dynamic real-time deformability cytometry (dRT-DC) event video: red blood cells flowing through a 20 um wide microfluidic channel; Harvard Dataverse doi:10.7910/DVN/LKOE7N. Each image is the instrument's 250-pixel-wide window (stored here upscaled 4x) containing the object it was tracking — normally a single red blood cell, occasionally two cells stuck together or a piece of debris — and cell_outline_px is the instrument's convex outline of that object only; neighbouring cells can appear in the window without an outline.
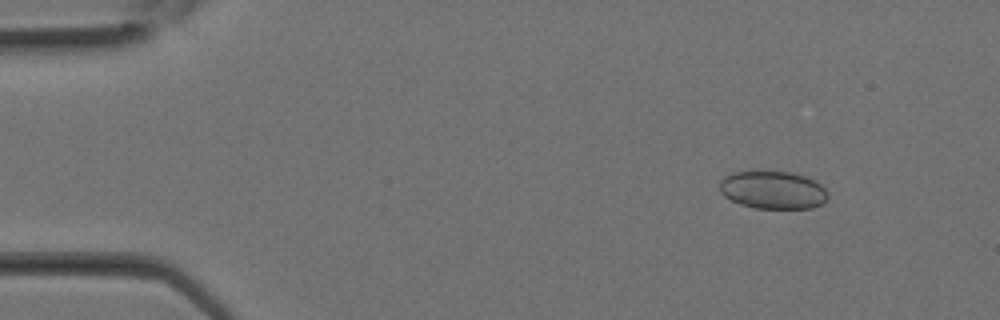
{"species": "Egyptian fruit bat (a non-hibernating species)", "species_latin": "Rousettus aegyptiacus", "temperature_condition": "room temperature", "stored_images_in_passage": 30, "segment_of_instrument_passage": [1, 2], "camera_frame_rate_fps": 3000, "um_per_image_px": 0.085, "animal": {"sex": "female"}, "frame": {"image": 1, "passage_image": 4, "time_ms": 1.0, "image_size_px": [1000, 320], "cell_outline_px": [[828, 196], [820, 204], [812, 208], [756, 208], [740, 204], [724, 196], [720, 192], [720, 180], [724, 176], [732, 172], [792, 172], [816, 180], [828, 192]], "centroid_in_image_um": [65.69, 16.15], "position_along_channel_um": 19.3, "area_um2": 23.76}}
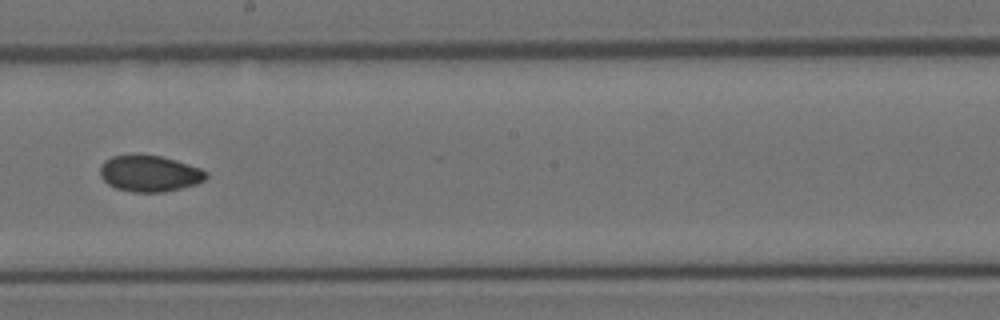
{"frame": {"image": 2, "passage_image": 17, "time_ms": 5.333, "image_size_px": [1000, 320], "cell_outline_px": [[208, 176], [204, 180], [196, 184], [164, 192], [132, 192], [116, 188], [108, 184], [100, 176], [100, 164], [104, 160], [112, 156], [160, 156], [176, 160], [200, 168], [208, 172]], "centroid_in_image_um": [12.71, 14.76], "position_along_channel_um": 235.5, "area_um2": 22.2}}
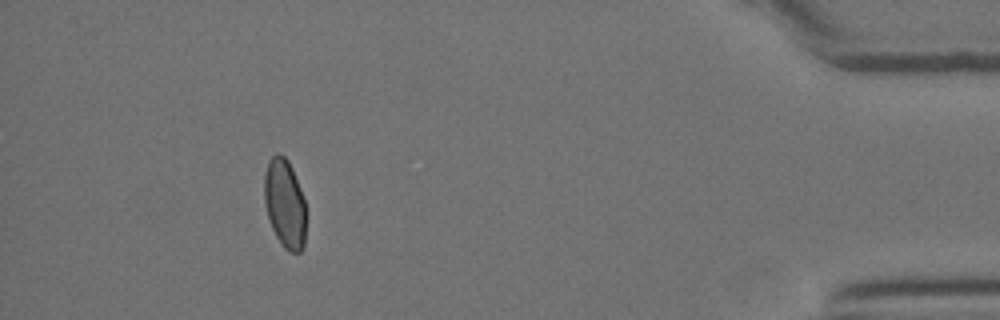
{"frame": {"image": 3, "passage_image": 27, "time_ms": 8.667, "image_size_px": [1000, 320], "cell_outline_px": [[304, 248], [300, 252], [288, 252], [280, 244], [272, 228], [264, 204], [264, 176], [268, 160], [276, 152], [280, 152], [288, 160], [292, 168], [300, 188], [304, 200]], "centroid_in_image_um": [24.18, 17.28], "position_along_channel_um": 411.0, "area_um2": 21.62}}